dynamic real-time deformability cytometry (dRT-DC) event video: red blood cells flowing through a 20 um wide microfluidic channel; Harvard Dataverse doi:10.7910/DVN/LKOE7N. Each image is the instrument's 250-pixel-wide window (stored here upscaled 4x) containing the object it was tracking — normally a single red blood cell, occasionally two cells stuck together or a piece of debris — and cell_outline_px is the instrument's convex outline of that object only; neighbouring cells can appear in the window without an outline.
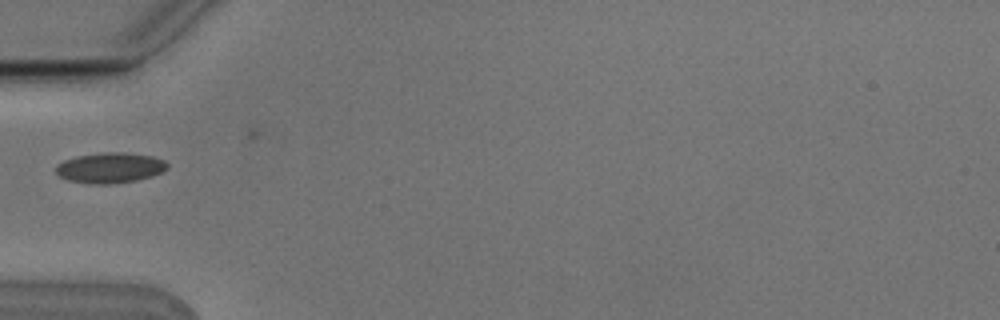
{"species": "Egyptian fruit bat (a non-hibernating species)", "species_latin": "Rousettus aegyptiacus", "temperature_condition": "cold", "stored_images_in_passage": 2, "camera_frame_rate_fps": 3000, "um_per_image_px": 0.085, "animal": {"sex": "male"}, "frame": {"image": 1, "passage_image": 1, "time_ms": 0.0, "image_size_px": [1000, 320], "cell_outline_px": [[168, 168], [152, 176], [136, 180], [108, 184], [92, 184], [68, 180], [60, 176], [56, 172], [56, 164], [64, 160], [76, 156], [100, 152], [124, 152], [152, 156], [164, 160], [168, 164]], "centroid_in_image_um": [9.34, 14.25], "position_along_channel_um": 75.7, "area_um2": 19.77}}